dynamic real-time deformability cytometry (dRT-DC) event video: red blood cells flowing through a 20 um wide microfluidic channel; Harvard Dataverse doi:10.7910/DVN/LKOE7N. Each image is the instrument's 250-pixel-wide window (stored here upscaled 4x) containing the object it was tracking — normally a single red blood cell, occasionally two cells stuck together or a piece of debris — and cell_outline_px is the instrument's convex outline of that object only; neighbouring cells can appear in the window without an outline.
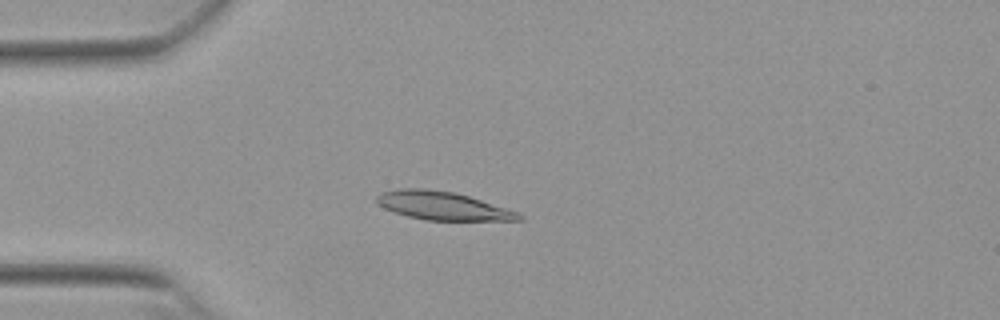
{"species": "Egyptian fruit bat (a non-hibernating species)", "species_latin": "Rousettus aegyptiacus", "temperature_condition": "warm", "stored_images_in_passage": 44, "camera_frame_rate_fps": 3000, "um_per_image_px": 0.085, "animal": {"sex": "female"}, "frame": {"image": 1, "passage_image": 5, "time_ms": 1.333, "image_size_px": [1000, 320], "cell_outline_px": [[524, 220], [424, 220], [408, 216], [384, 208], [376, 200], [376, 196], [380, 192], [400, 188], [428, 188], [452, 192], [468, 196], [520, 212], [524, 216]], "centroid_in_image_um": [37.64, 17.49], "position_along_channel_um": 47.4, "area_um2": 23.41}}
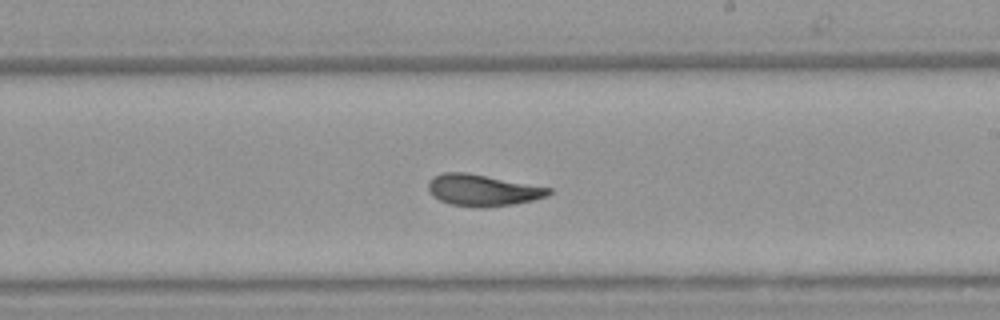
{"frame": {"image": 2, "passage_image": 22, "time_ms": 7.0, "image_size_px": [1000, 320], "cell_outline_px": [[552, 192], [548, 196], [532, 200], [512, 204], [484, 208], [480, 208], [448, 204], [432, 196], [428, 188], [428, 180], [432, 176], [444, 172], [468, 172], [552, 188]], "centroid_in_image_um": [41.0, 16.16], "position_along_channel_um": 248.0, "area_um2": 22.37}}
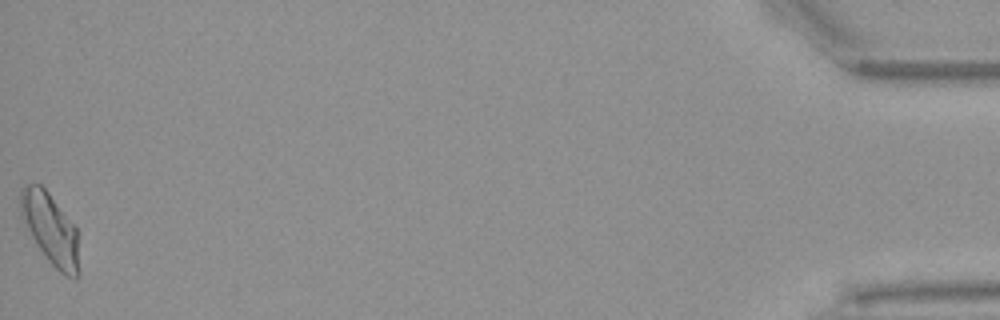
{"frame": {"image": 3, "passage_image": 44, "time_ms": 14.333, "image_size_px": [1000, 320], "cell_outline_px": [[80, 272], [76, 276], [64, 276], [48, 260], [36, 244], [20, 216], [20, 188], [24, 184], [40, 184], [48, 192], [76, 228]], "centroid_in_image_um": [4.26, 19.44], "position_along_channel_um": 430.9, "area_um2": 24.04}, "authors_computed_cell_mechanics": {"area_um2": 22.3686, "velocity_mm_per_s": 3.8382, "shape_relaxation_time_tau1_ms": 5.8155, "shape_relaxation_time_tau2_ms": 1.6776, "deformation_change_tau1": 0.2153, "deformation_change_tau2": 0.0934}}